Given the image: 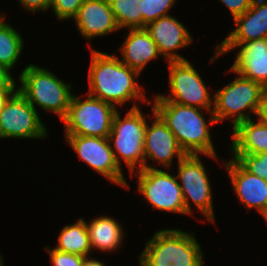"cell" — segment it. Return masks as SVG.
Returning a JSON list of instances; mask_svg holds the SVG:
<instances>
[{
  "label": "cell",
  "mask_w": 267,
  "mask_h": 266,
  "mask_svg": "<svg viewBox=\"0 0 267 266\" xmlns=\"http://www.w3.org/2000/svg\"><path fill=\"white\" fill-rule=\"evenodd\" d=\"M88 94L115 107L126 101L147 100L135 78L139 73L123 64L116 55L91 49Z\"/></svg>",
  "instance_id": "obj_1"
},
{
  "label": "cell",
  "mask_w": 267,
  "mask_h": 266,
  "mask_svg": "<svg viewBox=\"0 0 267 266\" xmlns=\"http://www.w3.org/2000/svg\"><path fill=\"white\" fill-rule=\"evenodd\" d=\"M154 112L162 119L175 135L185 154H204L217 159L216 151L210 137L209 126L216 120L213 115L210 124L205 122L203 109L181 105L167 100H154Z\"/></svg>",
  "instance_id": "obj_2"
},
{
  "label": "cell",
  "mask_w": 267,
  "mask_h": 266,
  "mask_svg": "<svg viewBox=\"0 0 267 266\" xmlns=\"http://www.w3.org/2000/svg\"><path fill=\"white\" fill-rule=\"evenodd\" d=\"M176 229L158 230L146 242L139 266H203V252L194 234Z\"/></svg>",
  "instance_id": "obj_3"
},
{
  "label": "cell",
  "mask_w": 267,
  "mask_h": 266,
  "mask_svg": "<svg viewBox=\"0 0 267 266\" xmlns=\"http://www.w3.org/2000/svg\"><path fill=\"white\" fill-rule=\"evenodd\" d=\"M19 81V92L34 108L38 106L44 111L54 112L61 120L66 117L73 97L70 92L71 85L58 79L49 70L34 64L24 68Z\"/></svg>",
  "instance_id": "obj_4"
},
{
  "label": "cell",
  "mask_w": 267,
  "mask_h": 266,
  "mask_svg": "<svg viewBox=\"0 0 267 266\" xmlns=\"http://www.w3.org/2000/svg\"><path fill=\"white\" fill-rule=\"evenodd\" d=\"M138 106L134 104L123 119L117 110L108 136L116 163L121 168L123 159L131 172L130 175L134 173L137 164H139L137 170L143 169L145 164L144 139L148 122Z\"/></svg>",
  "instance_id": "obj_5"
},
{
  "label": "cell",
  "mask_w": 267,
  "mask_h": 266,
  "mask_svg": "<svg viewBox=\"0 0 267 266\" xmlns=\"http://www.w3.org/2000/svg\"><path fill=\"white\" fill-rule=\"evenodd\" d=\"M237 76L212 98L214 100L213 116L216 123L232 117L233 128L242 121L252 119L249 116L250 112L257 115L267 94V89L259 82L246 79L239 74ZM247 109L248 113H244Z\"/></svg>",
  "instance_id": "obj_6"
},
{
  "label": "cell",
  "mask_w": 267,
  "mask_h": 266,
  "mask_svg": "<svg viewBox=\"0 0 267 266\" xmlns=\"http://www.w3.org/2000/svg\"><path fill=\"white\" fill-rule=\"evenodd\" d=\"M84 101L73 95L68 113L62 120L66 135L108 138L117 107L87 94Z\"/></svg>",
  "instance_id": "obj_7"
},
{
  "label": "cell",
  "mask_w": 267,
  "mask_h": 266,
  "mask_svg": "<svg viewBox=\"0 0 267 266\" xmlns=\"http://www.w3.org/2000/svg\"><path fill=\"white\" fill-rule=\"evenodd\" d=\"M169 96L156 95L154 100H167L181 105L197 107L213 115L210 93L200 74L188 60L169 61ZM171 96V97H170Z\"/></svg>",
  "instance_id": "obj_8"
},
{
  "label": "cell",
  "mask_w": 267,
  "mask_h": 266,
  "mask_svg": "<svg viewBox=\"0 0 267 266\" xmlns=\"http://www.w3.org/2000/svg\"><path fill=\"white\" fill-rule=\"evenodd\" d=\"M178 175L176 176L182 190L186 214L191 215L189 200L197 206L210 222H215L212 202V187L201 159L198 155L186 154L178 160ZM181 183V184H180Z\"/></svg>",
  "instance_id": "obj_9"
},
{
  "label": "cell",
  "mask_w": 267,
  "mask_h": 266,
  "mask_svg": "<svg viewBox=\"0 0 267 266\" xmlns=\"http://www.w3.org/2000/svg\"><path fill=\"white\" fill-rule=\"evenodd\" d=\"M46 135V127L37 110L17 90L0 111V139H40Z\"/></svg>",
  "instance_id": "obj_10"
},
{
  "label": "cell",
  "mask_w": 267,
  "mask_h": 266,
  "mask_svg": "<svg viewBox=\"0 0 267 266\" xmlns=\"http://www.w3.org/2000/svg\"><path fill=\"white\" fill-rule=\"evenodd\" d=\"M138 191L158 210L186 214L182 190L176 176L156 169H140Z\"/></svg>",
  "instance_id": "obj_11"
},
{
  "label": "cell",
  "mask_w": 267,
  "mask_h": 266,
  "mask_svg": "<svg viewBox=\"0 0 267 266\" xmlns=\"http://www.w3.org/2000/svg\"><path fill=\"white\" fill-rule=\"evenodd\" d=\"M66 142L87 165L112 183L130 188L121 168L116 163L108 138L65 135Z\"/></svg>",
  "instance_id": "obj_12"
},
{
  "label": "cell",
  "mask_w": 267,
  "mask_h": 266,
  "mask_svg": "<svg viewBox=\"0 0 267 266\" xmlns=\"http://www.w3.org/2000/svg\"><path fill=\"white\" fill-rule=\"evenodd\" d=\"M236 47L241 48L230 70L246 79L259 82L267 89V38L245 43H220L211 61Z\"/></svg>",
  "instance_id": "obj_13"
},
{
  "label": "cell",
  "mask_w": 267,
  "mask_h": 266,
  "mask_svg": "<svg viewBox=\"0 0 267 266\" xmlns=\"http://www.w3.org/2000/svg\"><path fill=\"white\" fill-rule=\"evenodd\" d=\"M154 122L152 126L146 125L144 139V156L146 169H156L155 166H148L147 158L154 162L161 163L165 167H170L172 159L176 155L178 160L186 154L179 146L175 135L166 126L162 119L152 110Z\"/></svg>",
  "instance_id": "obj_14"
},
{
  "label": "cell",
  "mask_w": 267,
  "mask_h": 266,
  "mask_svg": "<svg viewBox=\"0 0 267 266\" xmlns=\"http://www.w3.org/2000/svg\"><path fill=\"white\" fill-rule=\"evenodd\" d=\"M159 53L169 61L186 60L175 50L187 47L193 38L187 28L171 15L163 16L145 26Z\"/></svg>",
  "instance_id": "obj_15"
},
{
  "label": "cell",
  "mask_w": 267,
  "mask_h": 266,
  "mask_svg": "<svg viewBox=\"0 0 267 266\" xmlns=\"http://www.w3.org/2000/svg\"><path fill=\"white\" fill-rule=\"evenodd\" d=\"M225 167L240 202L260 214L267 208V182L248 172L236 159L225 161Z\"/></svg>",
  "instance_id": "obj_16"
},
{
  "label": "cell",
  "mask_w": 267,
  "mask_h": 266,
  "mask_svg": "<svg viewBox=\"0 0 267 266\" xmlns=\"http://www.w3.org/2000/svg\"><path fill=\"white\" fill-rule=\"evenodd\" d=\"M74 21L87 40L120 29L108 0H85Z\"/></svg>",
  "instance_id": "obj_17"
},
{
  "label": "cell",
  "mask_w": 267,
  "mask_h": 266,
  "mask_svg": "<svg viewBox=\"0 0 267 266\" xmlns=\"http://www.w3.org/2000/svg\"><path fill=\"white\" fill-rule=\"evenodd\" d=\"M234 22L236 29L221 43H245L267 38V0H253L251 7Z\"/></svg>",
  "instance_id": "obj_18"
},
{
  "label": "cell",
  "mask_w": 267,
  "mask_h": 266,
  "mask_svg": "<svg viewBox=\"0 0 267 266\" xmlns=\"http://www.w3.org/2000/svg\"><path fill=\"white\" fill-rule=\"evenodd\" d=\"M120 51L123 57L120 61L139 74L151 60L160 55L156 43L145 28L130 29Z\"/></svg>",
  "instance_id": "obj_19"
},
{
  "label": "cell",
  "mask_w": 267,
  "mask_h": 266,
  "mask_svg": "<svg viewBox=\"0 0 267 266\" xmlns=\"http://www.w3.org/2000/svg\"><path fill=\"white\" fill-rule=\"evenodd\" d=\"M231 146L234 154L267 152V126L253 119L238 123L233 128Z\"/></svg>",
  "instance_id": "obj_20"
},
{
  "label": "cell",
  "mask_w": 267,
  "mask_h": 266,
  "mask_svg": "<svg viewBox=\"0 0 267 266\" xmlns=\"http://www.w3.org/2000/svg\"><path fill=\"white\" fill-rule=\"evenodd\" d=\"M91 249L115 251L122 244L123 230L113 217L101 216L86 223Z\"/></svg>",
  "instance_id": "obj_21"
},
{
  "label": "cell",
  "mask_w": 267,
  "mask_h": 266,
  "mask_svg": "<svg viewBox=\"0 0 267 266\" xmlns=\"http://www.w3.org/2000/svg\"><path fill=\"white\" fill-rule=\"evenodd\" d=\"M54 249L62 252L88 257L91 253L90 238L83 218L75 224L65 225L58 237V245Z\"/></svg>",
  "instance_id": "obj_22"
},
{
  "label": "cell",
  "mask_w": 267,
  "mask_h": 266,
  "mask_svg": "<svg viewBox=\"0 0 267 266\" xmlns=\"http://www.w3.org/2000/svg\"><path fill=\"white\" fill-rule=\"evenodd\" d=\"M0 16V65L12 69L23 49L21 34Z\"/></svg>",
  "instance_id": "obj_23"
},
{
  "label": "cell",
  "mask_w": 267,
  "mask_h": 266,
  "mask_svg": "<svg viewBox=\"0 0 267 266\" xmlns=\"http://www.w3.org/2000/svg\"><path fill=\"white\" fill-rule=\"evenodd\" d=\"M120 29L143 28L142 0H108Z\"/></svg>",
  "instance_id": "obj_24"
},
{
  "label": "cell",
  "mask_w": 267,
  "mask_h": 266,
  "mask_svg": "<svg viewBox=\"0 0 267 266\" xmlns=\"http://www.w3.org/2000/svg\"><path fill=\"white\" fill-rule=\"evenodd\" d=\"M233 158L248 172L263 178L267 182V152L258 154H234Z\"/></svg>",
  "instance_id": "obj_25"
},
{
  "label": "cell",
  "mask_w": 267,
  "mask_h": 266,
  "mask_svg": "<svg viewBox=\"0 0 267 266\" xmlns=\"http://www.w3.org/2000/svg\"><path fill=\"white\" fill-rule=\"evenodd\" d=\"M176 0H142L143 28L152 21L169 15ZM168 13V14H167Z\"/></svg>",
  "instance_id": "obj_26"
},
{
  "label": "cell",
  "mask_w": 267,
  "mask_h": 266,
  "mask_svg": "<svg viewBox=\"0 0 267 266\" xmlns=\"http://www.w3.org/2000/svg\"><path fill=\"white\" fill-rule=\"evenodd\" d=\"M84 1L85 0H51L50 8H53L52 10L58 19H74Z\"/></svg>",
  "instance_id": "obj_27"
},
{
  "label": "cell",
  "mask_w": 267,
  "mask_h": 266,
  "mask_svg": "<svg viewBox=\"0 0 267 266\" xmlns=\"http://www.w3.org/2000/svg\"><path fill=\"white\" fill-rule=\"evenodd\" d=\"M50 255L51 263L53 266H82L84 258L83 256L62 252L57 249H50L45 247Z\"/></svg>",
  "instance_id": "obj_28"
},
{
  "label": "cell",
  "mask_w": 267,
  "mask_h": 266,
  "mask_svg": "<svg viewBox=\"0 0 267 266\" xmlns=\"http://www.w3.org/2000/svg\"><path fill=\"white\" fill-rule=\"evenodd\" d=\"M228 7L233 20L245 13L252 5L253 0H220Z\"/></svg>",
  "instance_id": "obj_29"
},
{
  "label": "cell",
  "mask_w": 267,
  "mask_h": 266,
  "mask_svg": "<svg viewBox=\"0 0 267 266\" xmlns=\"http://www.w3.org/2000/svg\"><path fill=\"white\" fill-rule=\"evenodd\" d=\"M11 70L0 65V91H17L16 83L11 75Z\"/></svg>",
  "instance_id": "obj_30"
},
{
  "label": "cell",
  "mask_w": 267,
  "mask_h": 266,
  "mask_svg": "<svg viewBox=\"0 0 267 266\" xmlns=\"http://www.w3.org/2000/svg\"><path fill=\"white\" fill-rule=\"evenodd\" d=\"M21 6L28 11L36 13V10L45 11L50 8L51 0H19Z\"/></svg>",
  "instance_id": "obj_31"
},
{
  "label": "cell",
  "mask_w": 267,
  "mask_h": 266,
  "mask_svg": "<svg viewBox=\"0 0 267 266\" xmlns=\"http://www.w3.org/2000/svg\"><path fill=\"white\" fill-rule=\"evenodd\" d=\"M258 117V120L267 126V94L265 96L264 102L261 105V107L258 110V113L256 115Z\"/></svg>",
  "instance_id": "obj_32"
},
{
  "label": "cell",
  "mask_w": 267,
  "mask_h": 266,
  "mask_svg": "<svg viewBox=\"0 0 267 266\" xmlns=\"http://www.w3.org/2000/svg\"><path fill=\"white\" fill-rule=\"evenodd\" d=\"M16 91H0V111L3 109L5 103Z\"/></svg>",
  "instance_id": "obj_33"
},
{
  "label": "cell",
  "mask_w": 267,
  "mask_h": 266,
  "mask_svg": "<svg viewBox=\"0 0 267 266\" xmlns=\"http://www.w3.org/2000/svg\"><path fill=\"white\" fill-rule=\"evenodd\" d=\"M82 266H106L103 262L96 259L85 257Z\"/></svg>",
  "instance_id": "obj_34"
},
{
  "label": "cell",
  "mask_w": 267,
  "mask_h": 266,
  "mask_svg": "<svg viewBox=\"0 0 267 266\" xmlns=\"http://www.w3.org/2000/svg\"><path fill=\"white\" fill-rule=\"evenodd\" d=\"M267 221V208L261 213Z\"/></svg>",
  "instance_id": "obj_35"
},
{
  "label": "cell",
  "mask_w": 267,
  "mask_h": 266,
  "mask_svg": "<svg viewBox=\"0 0 267 266\" xmlns=\"http://www.w3.org/2000/svg\"><path fill=\"white\" fill-rule=\"evenodd\" d=\"M3 257L1 256V254H0V266H4L3 265V259H2Z\"/></svg>",
  "instance_id": "obj_36"
}]
</instances>
